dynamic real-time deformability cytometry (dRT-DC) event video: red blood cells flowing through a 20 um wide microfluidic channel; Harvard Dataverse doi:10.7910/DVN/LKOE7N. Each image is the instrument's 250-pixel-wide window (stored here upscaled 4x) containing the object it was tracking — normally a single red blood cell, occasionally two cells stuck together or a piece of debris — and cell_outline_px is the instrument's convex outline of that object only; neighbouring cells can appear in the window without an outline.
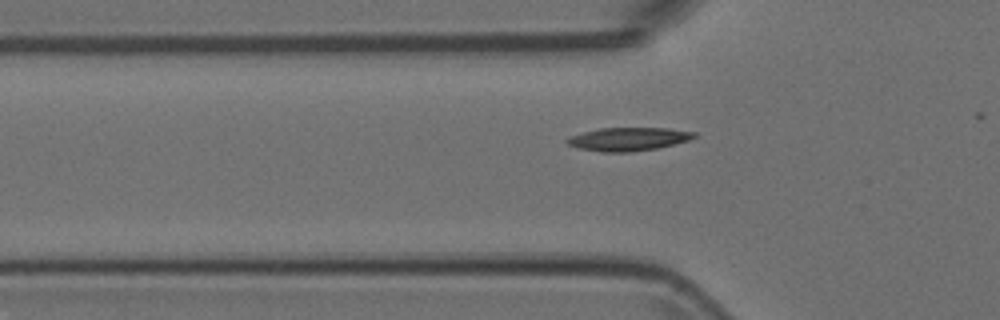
{"species": "Egyptian fruit bat (a non-hibernating species)", "species_latin": "Rousettus aegyptiacus", "temperature_condition": "room temperature", "stored_images_in_passage": 7, "camera_frame_rate_fps": 3000, "um_per_image_px": 0.085, "animal": {"sex": "female"}, "frame": {"image": 1, "passage_image": 2, "time_ms": 0.333, "image_size_px": [1000, 320], "cell_outline_px": [[696, 136], [688, 140], [656, 148], [632, 152], [600, 152], [580, 148], [568, 144], [564, 140], [568, 136], [600, 128], [668, 128], [696, 132]], "centroid_in_image_um": [53.37, 11.82], "position_along_channel_um": 72.4, "area_um2": 17.17}}
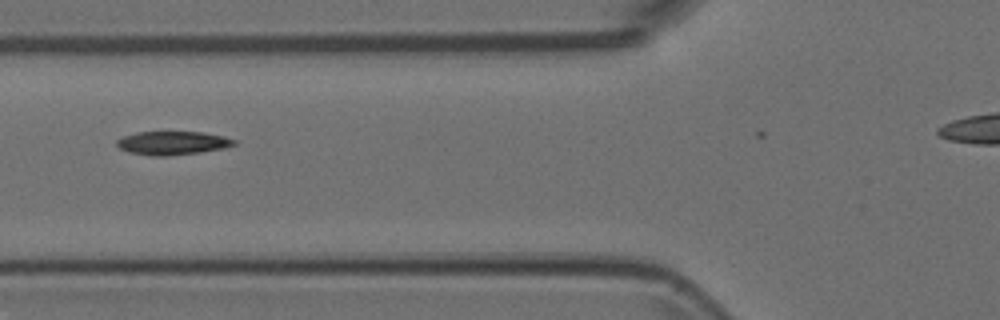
{"frame": {"image": 2, "passage_image": 5, "time_ms": 1.333, "image_size_px": [1000, 320], "cell_outline_px": [[236, 144], [224, 148], [200, 152], [168, 156], [152, 156], [128, 152], [120, 148], [116, 144], [116, 140], [124, 136], [136, 132], [204, 132], [224, 136], [236, 140]], "centroid_in_image_um": [14.67, 12.15], "position_along_channel_um": 111.1, "area_um2": 16.13}}